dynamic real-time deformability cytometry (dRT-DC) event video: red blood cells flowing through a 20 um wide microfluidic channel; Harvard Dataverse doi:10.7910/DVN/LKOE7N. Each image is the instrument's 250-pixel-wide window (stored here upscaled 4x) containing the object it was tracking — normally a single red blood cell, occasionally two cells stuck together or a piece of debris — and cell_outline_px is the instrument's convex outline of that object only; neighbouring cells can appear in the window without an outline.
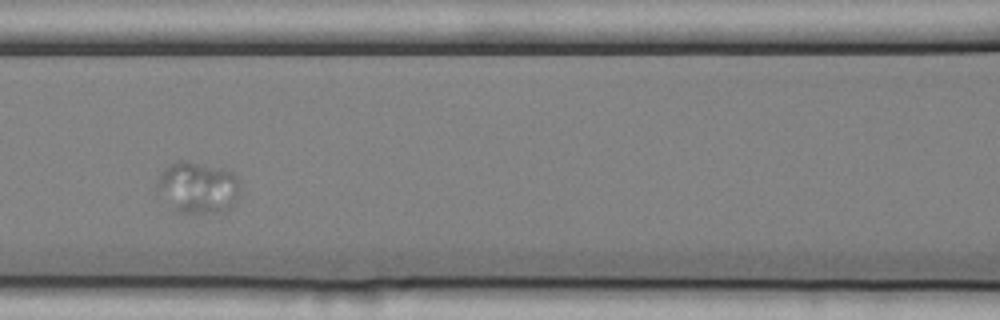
{"species": "common noctule bat (a hibernating species)", "species_latin": "Nyctalus noctula", "temperature_condition": "cold", "stored_images_in_passage": 50, "camera_frame_rate_fps": 3000, "um_per_image_px": 0.085, "animal": {"sex": "female", "body_mass_g": 25.1}, "frame": {"image": 1, "passage_image": 22, "time_ms": 7.0, "image_size_px": [1000, 320], "cell_outline_px": [[240, 196], [220, 216], [176, 212], [172, 208], [156, 188], [156, 184], [164, 168], [168, 164], [176, 160], [184, 160], [232, 172], [236, 176], [240, 188]], "centroid_in_image_um": [16.83, 16.0], "position_along_channel_um": 149.8, "area_um2": 25.32}}
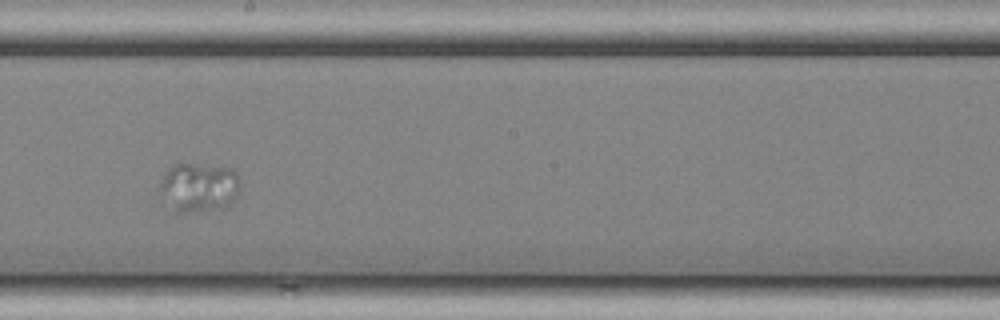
{"frame": {"image": 2, "passage_image": 29, "time_ms": 9.333, "image_size_px": [1000, 320], "cell_outline_px": [[240, 188], [236, 196], [224, 208], [188, 212], [176, 212], [160, 192], [160, 184], [168, 168], [172, 164], [192, 164], [232, 168], [236, 172], [240, 184]], "centroid_in_image_um": [16.92, 15.91], "position_along_channel_um": 231.3, "area_um2": 22.72}}
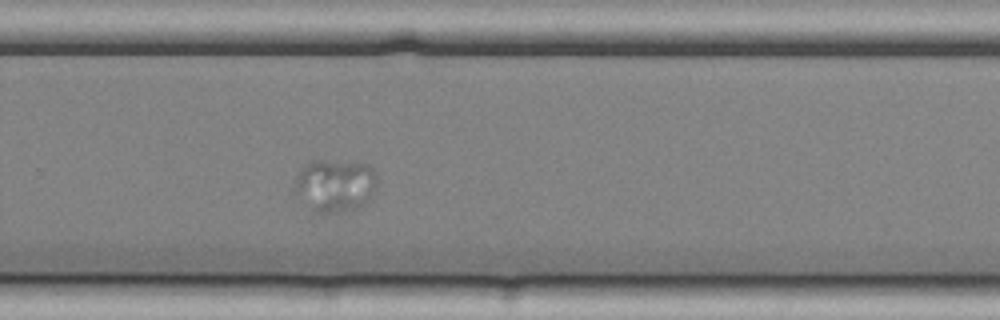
{"frame": {"image": 3, "passage_image": 35, "time_ms": 11.333, "image_size_px": [1000, 320], "cell_outline_px": [[376, 188], [364, 204], [356, 208], [328, 212], [316, 212], [292, 192], [292, 188], [296, 176], [312, 160], [364, 160], [372, 168], [376, 176]], "centroid_in_image_um": [28.48, 15.69], "position_along_channel_um": 301.3, "area_um2": 25.55}}